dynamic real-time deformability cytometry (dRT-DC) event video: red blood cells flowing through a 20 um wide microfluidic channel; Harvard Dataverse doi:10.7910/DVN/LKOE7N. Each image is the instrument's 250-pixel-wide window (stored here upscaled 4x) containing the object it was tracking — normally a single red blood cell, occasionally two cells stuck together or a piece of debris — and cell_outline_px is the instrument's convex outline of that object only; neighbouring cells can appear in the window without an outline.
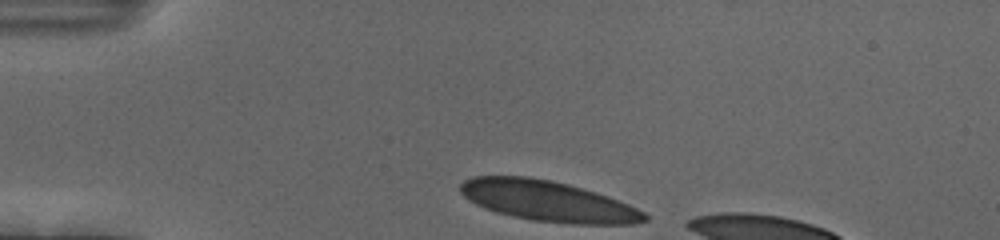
{"species": "human", "species_latin": "Homo sapiens", "temperature_condition": "cold", "stored_images_in_passage": 34, "camera_frame_rate_fps": 3000, "um_per_image_px": 0.085, "donor": {"sex": "female"}, "frame": {"image": 1, "passage_image": 1, "time_ms": 0.0, "image_size_px": [1000, 240], "cell_outline_px": [[648, 220], [632, 224], [572, 224], [532, 220], [512, 216], [496, 212], [484, 208], [468, 200], [460, 192], [460, 184], [464, 180], [472, 176], [528, 176], [552, 180], [568, 184], [596, 192], [608, 196], [628, 204], [644, 212], [648, 216]], "centroid_in_image_um": [46.56, 17.09], "position_along_channel_um": 38.4, "area_um2": 43.64}}
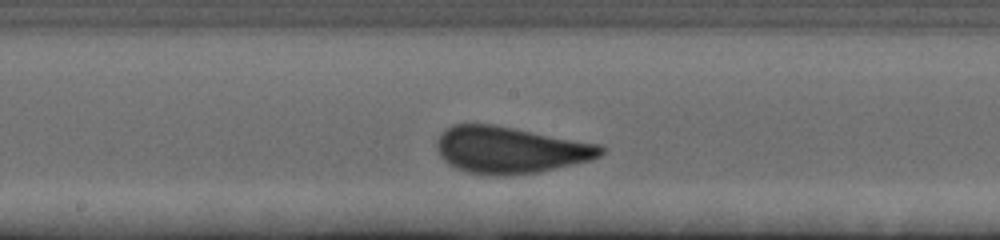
{"frame": {"image": 2, "passage_image": 18, "time_ms": 5.667, "image_size_px": [1000, 240], "cell_outline_px": [[604, 152], [600, 156], [592, 160], [540, 172], [512, 176], [488, 176], [464, 172], [448, 164], [440, 156], [436, 148], [436, 140], [440, 132], [444, 128], [452, 124], [496, 124], [600, 144], [604, 148]], "centroid_in_image_um": [43.33, 12.75], "position_along_channel_um": 204.9, "area_um2": 45.6}}
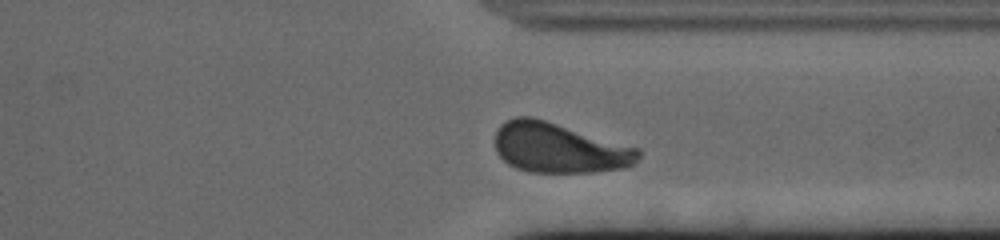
{"frame": {"image": 3, "passage_image": 31, "time_ms": 10.0, "image_size_px": [1000, 240], "cell_outline_px": [[640, 156], [636, 164], [628, 168], [596, 172], [528, 172], [516, 168], [508, 164], [496, 152], [496, 132], [500, 124], [516, 116], [532, 116], [640, 148]], "centroid_in_image_um": [47.56, 12.58], "position_along_channel_um": 363.8, "area_um2": 42.08}, "authors_computed_cell_mechanics": {"area_um2": 43.3789, "velocity_mm_per_s": 3.6579, "shape_relaxation_time_tau1_ms": 3.6382, "shape_relaxation_time_tau2_ms": null, "deformation_change_tau1": 0.1432, "deformation_change_tau2": null}}